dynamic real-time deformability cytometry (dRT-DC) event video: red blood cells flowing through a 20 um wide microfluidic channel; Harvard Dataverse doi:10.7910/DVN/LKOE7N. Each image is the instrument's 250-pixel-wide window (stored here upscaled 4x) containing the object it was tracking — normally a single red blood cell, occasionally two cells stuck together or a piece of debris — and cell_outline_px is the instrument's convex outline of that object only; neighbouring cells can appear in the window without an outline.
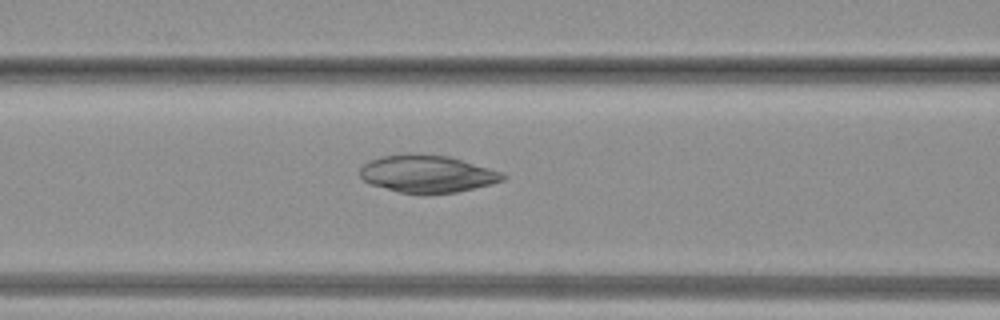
{"species": "common noctule bat (a hibernating species)", "species_latin": "Nyctalus noctula", "temperature_condition": "warm", "stored_images_in_passage": 25, "camera_frame_rate_fps": 3000, "um_per_image_px": 0.085, "animal": {"sex": "female", "body_mass_g": 19.3, "forearm_length_mm": 54.1}, "frame": {"image": 1, "passage_image": 4, "time_ms": 1.0, "image_size_px": [1000, 320], "cell_outline_px": [[508, 176], [504, 180], [492, 184], [456, 192], [424, 196], [420, 196], [400, 192], [368, 184], [360, 176], [360, 168], [368, 160], [384, 156], [408, 152], [448, 156], [504, 172]], "centroid_in_image_um": [36.31, 14.79], "position_along_channel_um": 130.3, "area_um2": 31.91}}
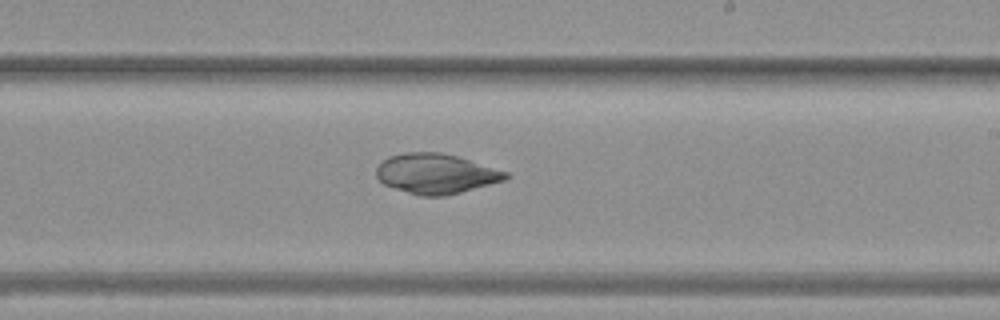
{"frame": {"image": 2, "passage_image": 11, "time_ms": 3.333, "image_size_px": [1000, 320], "cell_outline_px": [[512, 176], [504, 180], [460, 192], [444, 196], [420, 196], [384, 184], [376, 176], [376, 168], [388, 156], [404, 152], [440, 152], [456, 156], [508, 172]], "centroid_in_image_um": [37.04, 14.75], "position_along_channel_um": 252.0, "area_um2": 29.82}}
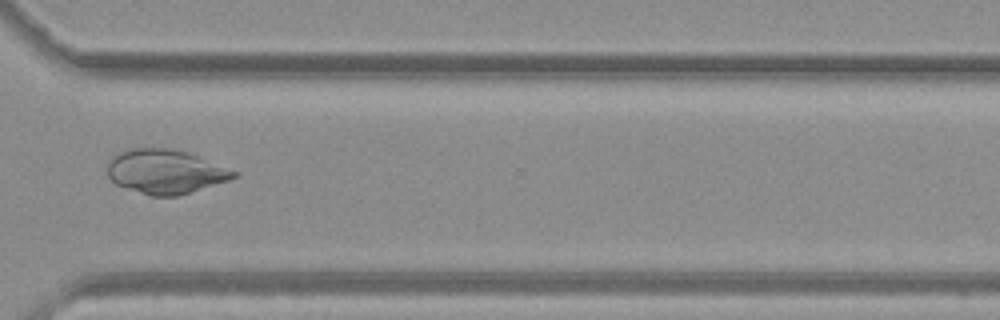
{"frame": {"image": 3, "passage_image": 17, "time_ms": 5.333, "image_size_px": [1000, 320], "cell_outline_px": [[240, 172], [236, 176], [228, 180], [176, 196], [152, 196], [116, 184], [108, 176], [108, 160], [112, 156], [128, 148], [172, 148], [188, 152]], "centroid_in_image_um": [14.05, 14.56], "position_along_channel_um": 356.6, "area_um2": 32.37}}